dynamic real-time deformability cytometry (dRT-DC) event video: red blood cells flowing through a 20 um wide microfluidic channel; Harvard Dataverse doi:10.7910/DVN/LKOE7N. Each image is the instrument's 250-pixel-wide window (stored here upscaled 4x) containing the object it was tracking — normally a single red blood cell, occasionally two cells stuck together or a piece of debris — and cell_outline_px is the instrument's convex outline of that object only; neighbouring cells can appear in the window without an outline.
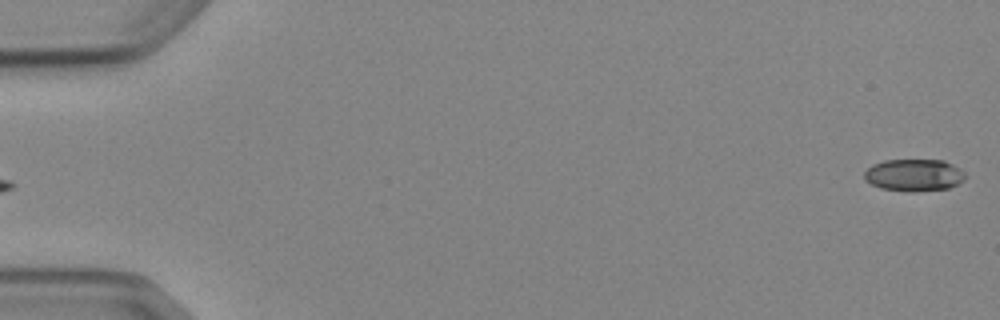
{"species": "Egyptian fruit bat (a non-hibernating species)", "species_latin": "Rousettus aegyptiacus", "temperature_condition": "cold", "stored_images_in_passage": 6, "segment_of_instrument_passage": [2, 2], "camera_frame_rate_fps": 3000, "um_per_image_px": 0.085, "animal": {"sex": "female"}, "frame": {"image": 1, "passage_image": 6, "time_ms": 6.0, "image_size_px": [1000, 320], "cell_outline_px": [[964, 180], [948, 188], [912, 192], [880, 188], [864, 180], [864, 172], [872, 164], [884, 160], [944, 160], [960, 168], [964, 172]], "centroid_in_image_um": [77.67, 14.88], "position_along_channel_um": 7.3, "area_um2": 18.9}}